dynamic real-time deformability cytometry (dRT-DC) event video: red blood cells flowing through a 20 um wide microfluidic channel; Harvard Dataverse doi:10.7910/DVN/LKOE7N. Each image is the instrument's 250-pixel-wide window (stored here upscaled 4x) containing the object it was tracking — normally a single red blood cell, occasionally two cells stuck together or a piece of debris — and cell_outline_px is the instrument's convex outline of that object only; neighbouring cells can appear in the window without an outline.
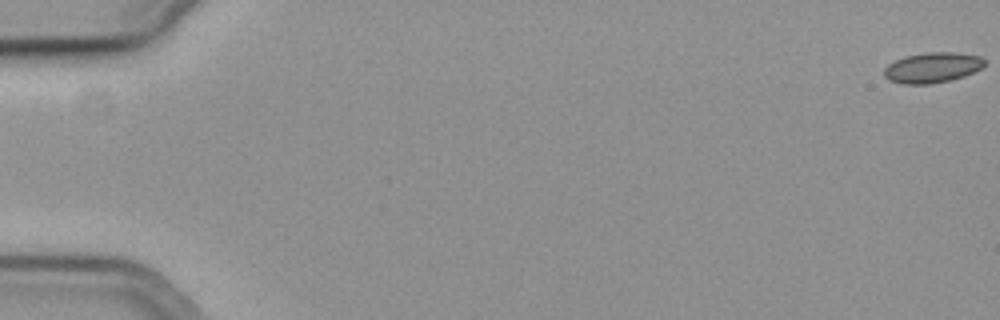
{"species": "common noctule bat (a hibernating species)", "species_latin": "Nyctalus noctula", "temperature_condition": "cold", "stored_images_in_passage": 12, "camera_frame_rate_fps": 3000, "um_per_image_px": 0.085, "animal": {"sex": "female", "body_mass_g": 19.3, "forearm_length_mm": 54.1}, "frame": {"image": 1, "passage_image": 1, "time_ms": 0.0, "image_size_px": [1000, 320], "cell_outline_px": [[984, 64], [980, 68], [964, 76], [948, 80], [928, 84], [904, 84], [888, 80], [884, 76], [884, 68], [888, 64], [904, 56], [928, 52], [956, 52], [980, 56], [984, 60]], "centroid_in_image_um": [79.21, 5.74], "position_along_channel_um": 5.8, "area_um2": 17.63}}